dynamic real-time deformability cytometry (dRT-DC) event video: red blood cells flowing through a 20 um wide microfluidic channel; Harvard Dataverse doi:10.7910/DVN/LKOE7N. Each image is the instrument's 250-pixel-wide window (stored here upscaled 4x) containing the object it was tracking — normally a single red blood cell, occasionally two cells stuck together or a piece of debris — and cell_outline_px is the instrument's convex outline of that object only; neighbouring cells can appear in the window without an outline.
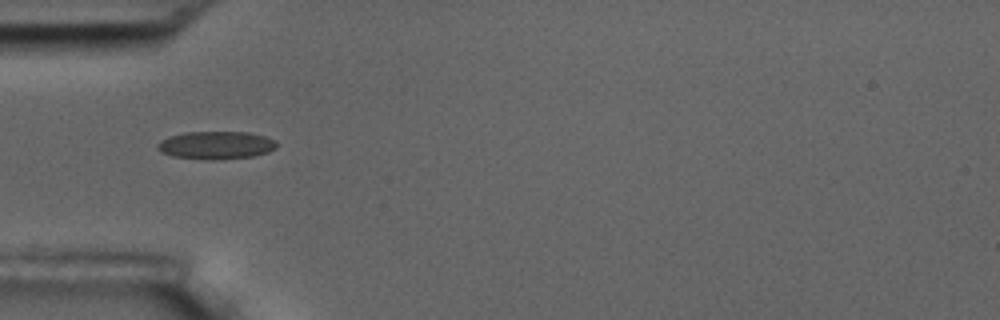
{"species": "common noctule bat (a hibernating species)", "species_latin": "Nyctalus noctula", "temperature_condition": "room temperature", "stored_images_in_passage": 11, "camera_frame_rate_fps": 3000, "um_per_image_px": 0.085, "animal": {"sex": "male", "body_mass_g": 17.5, "forearm_length_mm": 52.3}, "frame": {"image": 1, "passage_image": 1, "time_ms": 0.0, "image_size_px": [1000, 320], "cell_outline_px": [[276, 148], [268, 152], [252, 156], [212, 160], [208, 160], [172, 156], [160, 152], [156, 148], [156, 144], [160, 140], [168, 136], [184, 132], [248, 132], [264, 136], [276, 140]], "centroid_in_image_um": [18.31, 12.34], "position_along_channel_um": 66.7, "area_um2": 19.48}}
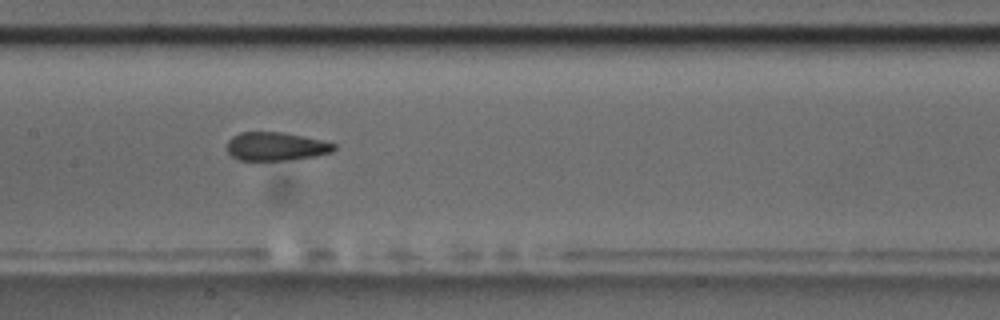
{"frame": {"image": 2, "passage_image": 4, "time_ms": 3.333, "image_size_px": [1000, 320], "cell_outline_px": [[336, 148], [332, 152], [316, 156], [288, 160], [240, 160], [232, 156], [228, 152], [228, 140], [232, 136], [240, 132], [284, 132], [320, 140], [336, 144]], "centroid_in_image_um": [23.46, 12.44], "position_along_channel_um": 183.9, "area_um2": 17.69}}
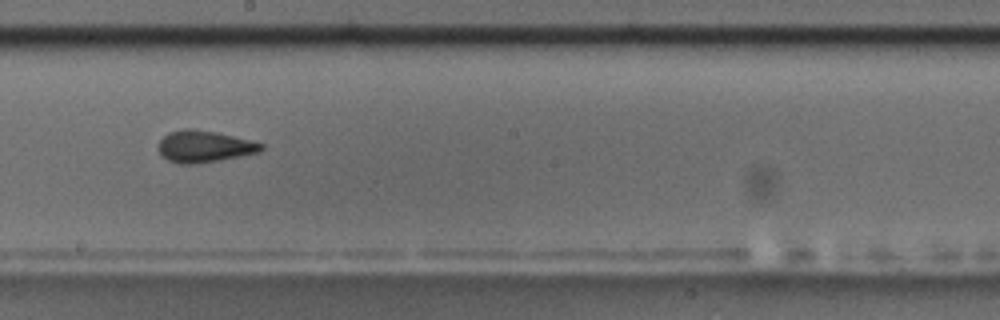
{"frame": {"image": 3, "passage_image": 5, "time_ms": 4.667, "image_size_px": [1000, 320], "cell_outline_px": [[264, 148], [260, 152], [220, 160], [192, 164], [180, 164], [168, 160], [156, 148], [156, 144], [168, 132], [184, 128], [192, 128], [216, 132], [264, 144]], "centroid_in_image_um": [17.32, 12.44], "position_along_channel_um": 230.9, "area_um2": 19.02}, "authors_computed_cell_mechanics": {"area_um2": 18.9006, "velocity_mm_per_s": 3.5248, "shape_relaxation_time_tau1_ms": 5.0337, "shape_relaxation_time_tau2_ms": null, "deformation_change_tau1": 0.0948, "deformation_change_tau2": null}}